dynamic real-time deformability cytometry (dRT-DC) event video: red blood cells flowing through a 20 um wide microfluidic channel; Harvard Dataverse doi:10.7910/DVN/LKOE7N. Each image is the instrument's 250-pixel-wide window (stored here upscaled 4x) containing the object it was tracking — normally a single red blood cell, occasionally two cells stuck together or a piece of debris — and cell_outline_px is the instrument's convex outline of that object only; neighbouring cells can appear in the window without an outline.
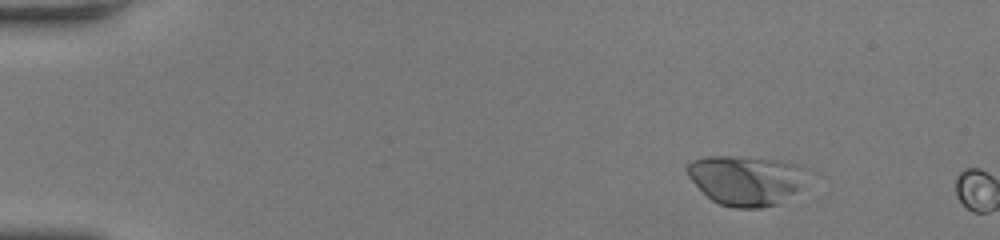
{"species": "human", "species_latin": "Homo sapiens", "temperature_condition": "room temperature", "stored_images_in_passage": 2, "camera_frame_rate_fps": 3000, "um_per_image_px": 0.085, "donor": {"sex": "female"}, "frame": {"image": 1, "passage_image": 1, "time_ms": 0.0, "image_size_px": [1000, 240], "cell_outline_px": [[808, 168], [796, 188], [792, 192], [776, 204], [760, 208], [732, 208], [720, 204], [712, 200], [688, 176], [684, 168], [692, 160], [708, 156], [736, 156], [784, 160]], "centroid_in_image_um": [63.34, 15.29], "position_along_channel_um": 21.7, "area_um2": 34.28}}